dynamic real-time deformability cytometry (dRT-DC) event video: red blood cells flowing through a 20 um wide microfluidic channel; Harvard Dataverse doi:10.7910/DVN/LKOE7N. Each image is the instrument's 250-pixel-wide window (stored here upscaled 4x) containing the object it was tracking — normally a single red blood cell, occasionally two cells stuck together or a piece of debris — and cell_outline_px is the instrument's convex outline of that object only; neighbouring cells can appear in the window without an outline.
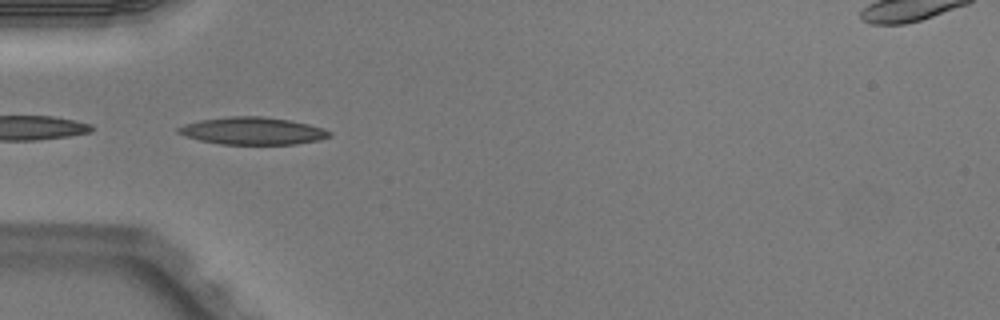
{"species": "Egyptian fruit bat (a non-hibernating species)", "species_latin": "Rousettus aegyptiacus", "temperature_condition": "warm", "stored_images_in_passage": 6, "camera_frame_rate_fps": 3000, "um_per_image_px": 0.085, "animal": {"sex": "male"}, "frame": {"image": 1, "passage_image": 5, "time_ms": 1.333, "image_size_px": [1000, 320], "cell_outline_px": [[332, 136], [320, 140], [296, 144], [220, 144], [200, 140], [176, 132], [176, 128], [184, 124], [200, 120], [232, 116], [264, 116], [288, 120], [308, 124], [324, 128], [332, 132]], "centroid_in_image_um": [21.51, 11.12], "position_along_channel_um": 63.5, "area_um2": 24.1}}